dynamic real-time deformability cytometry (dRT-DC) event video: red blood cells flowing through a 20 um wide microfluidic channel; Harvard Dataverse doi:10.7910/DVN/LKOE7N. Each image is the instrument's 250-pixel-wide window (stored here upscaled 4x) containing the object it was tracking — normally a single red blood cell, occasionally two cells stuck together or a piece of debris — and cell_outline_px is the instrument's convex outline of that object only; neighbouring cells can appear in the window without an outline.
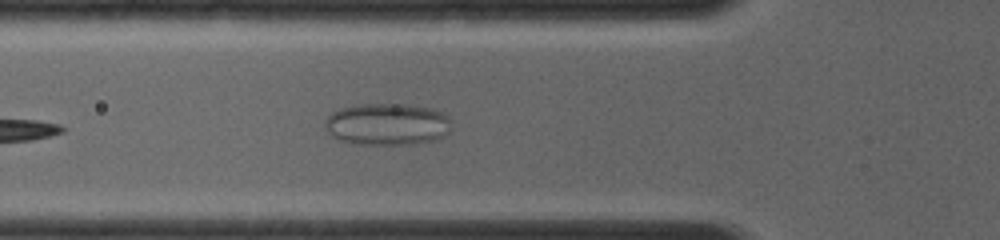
{"species": "common noctule bat (a hibernating species)", "species_latin": "Nyctalus noctula", "temperature_condition": "room temperature", "stored_images_in_passage": 8, "camera_frame_rate_fps": 4000, "um_per_image_px": 0.085, "animal": {"sex": "female", "body_mass_g": 19.0, "forearm_length_mm": 56.7}, "frame": {"image": 1, "passage_image": 3, "time_ms": 1.25, "image_size_px": [1000, 240], "cell_outline_px": [[448, 132], [444, 136], [436, 140], [412, 144], [364, 144], [336, 140], [324, 128], [324, 120], [332, 112], [340, 108], [356, 104], [404, 104], [432, 108], [448, 116]], "centroid_in_image_um": [32.86, 10.55], "position_along_channel_um": 92.9, "area_um2": 30.98}}
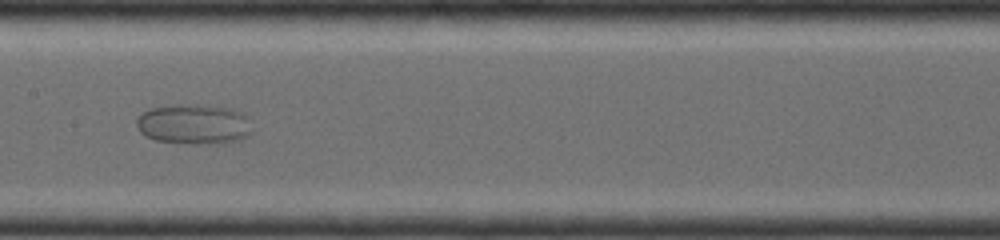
{"frame": {"image": 2, "passage_image": 7, "time_ms": 3.5, "image_size_px": [1000, 240], "cell_outline_px": [[248, 136], [236, 140], [156, 140], [144, 136], [140, 132], [136, 124], [136, 120], [148, 108], [180, 104], [208, 104], [232, 108], [244, 112], [248, 116]], "centroid_in_image_um": [16.44, 10.45], "position_along_channel_um": 191.0, "area_um2": 25.78}}